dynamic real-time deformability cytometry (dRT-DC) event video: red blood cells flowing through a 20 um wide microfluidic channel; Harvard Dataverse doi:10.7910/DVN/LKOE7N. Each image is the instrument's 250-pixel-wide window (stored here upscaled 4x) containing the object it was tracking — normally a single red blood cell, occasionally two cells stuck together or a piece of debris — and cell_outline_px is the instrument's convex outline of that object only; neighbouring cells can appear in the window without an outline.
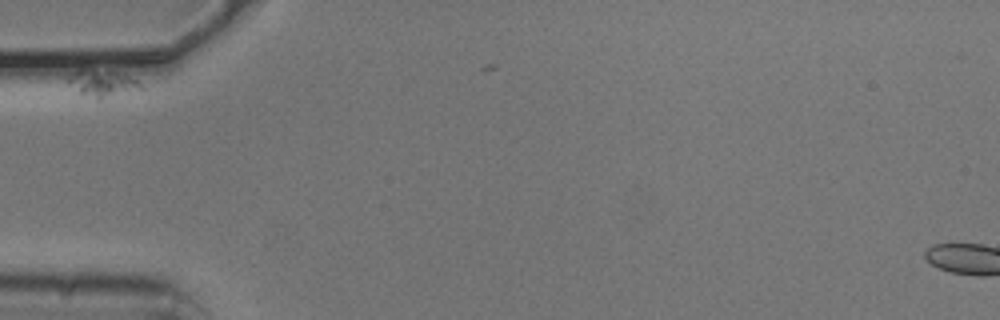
{"species": "common noctule bat (a hibernating species)", "species_latin": "Nyctalus noctula", "temperature_condition": "cold", "stored_images_in_passage": 4, "segment_of_instrument_passage": [1, 2], "camera_frame_rate_fps": 3000, "um_per_image_px": 0.085, "animal": {"sex": "male", "body_mass_g": 20.5, "forearm_length_mm": 52.5}, "frame": {"image": 1, "passage_image": 1, "time_ms": 0.0, "image_size_px": [1000, 320], "cell_outline_px": [[144, 88], [104, 100], [96, 100], [80, 92], [68, 80], [68, 76], [80, 68], [84, 68], [128, 76], [144, 84]], "centroid_in_image_um": [8.75, 7.12], "position_along_channel_um": 76.2, "area_um2": 11.16}}
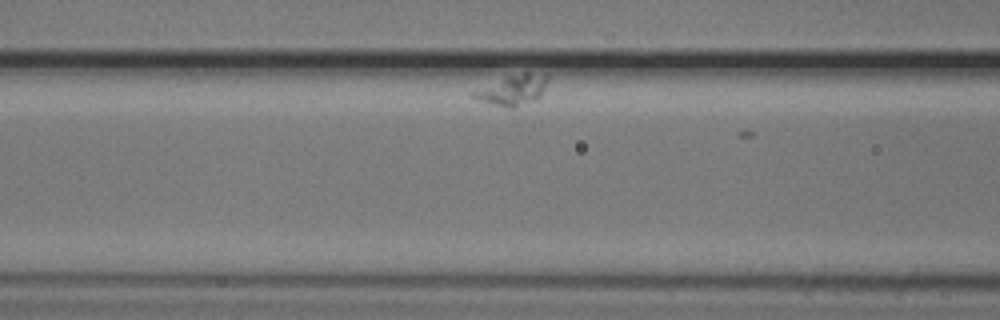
{"frame": {"image": 2, "passage_image": 3, "time_ms": 0.667, "image_size_px": [1000, 320], "cell_outline_px": [[548, 80], [540, 96], [536, 100], [516, 108], [508, 108], [492, 104], [480, 100], [472, 96], [472, 92], [508, 76], [524, 72], [528, 72], [548, 76]], "centroid_in_image_um": [43.63, 7.67], "position_along_channel_um": 123.0, "area_um2": 12.77}}